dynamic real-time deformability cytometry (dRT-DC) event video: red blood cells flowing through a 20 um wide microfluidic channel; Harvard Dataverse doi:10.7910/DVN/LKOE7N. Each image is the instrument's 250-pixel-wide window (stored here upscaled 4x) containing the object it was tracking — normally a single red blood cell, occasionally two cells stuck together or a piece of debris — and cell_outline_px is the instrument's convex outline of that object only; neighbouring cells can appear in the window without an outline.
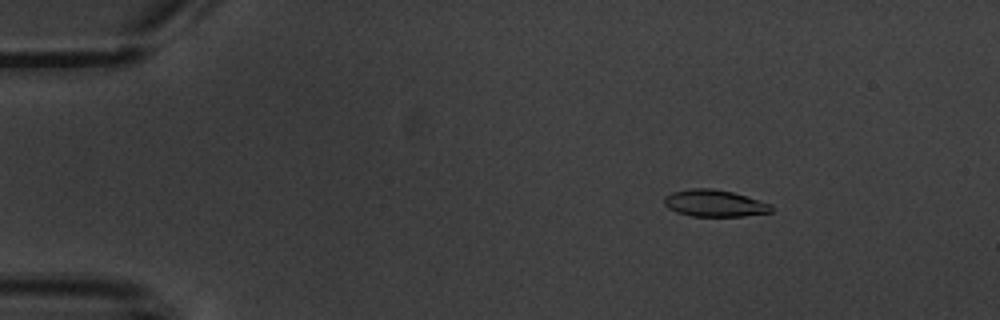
{"species": "common noctule bat (a hibernating species)", "species_latin": "Nyctalus noctula", "temperature_condition": "warm", "stored_images_in_passage": 5, "camera_frame_rate_fps": 3000, "um_per_image_px": 0.085, "animal": {"sex": "male", "body_mass_g": 20.1, "forearm_length_mm": 53.5}, "frame": {"image": 1, "passage_image": 2, "time_ms": 1.0, "image_size_px": [1000, 320], "cell_outline_px": [[776, 208], [772, 212], [744, 216], [692, 216], [676, 212], [668, 208], [664, 204], [664, 196], [672, 192], [688, 188], [712, 188], [732, 192], [772, 204]], "centroid_in_image_um": [60.74, 17.28], "position_along_channel_um": 24.3, "area_um2": 16.94}}
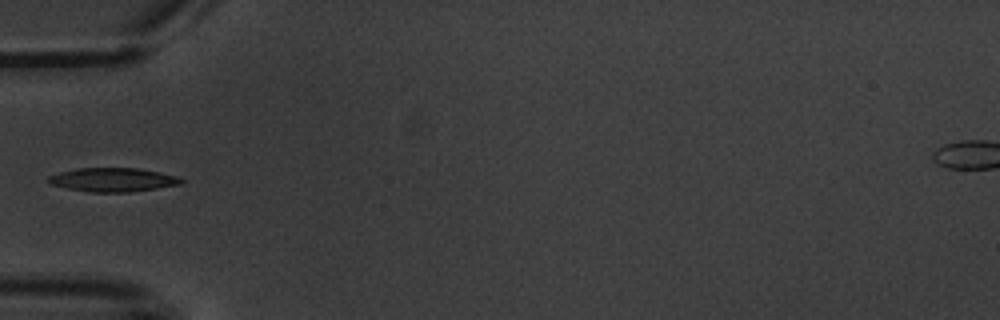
{"frame": {"image": 2, "passage_image": 5, "time_ms": 4.667, "image_size_px": [1000, 320], "cell_outline_px": [[184, 184], [128, 192], [92, 192], [68, 188], [48, 184], [48, 176], [60, 172], [76, 168], [136, 168], [176, 176], [184, 180]], "centroid_in_image_um": [9.57, 15.28], "position_along_channel_um": 75.4, "area_um2": 18.26}}